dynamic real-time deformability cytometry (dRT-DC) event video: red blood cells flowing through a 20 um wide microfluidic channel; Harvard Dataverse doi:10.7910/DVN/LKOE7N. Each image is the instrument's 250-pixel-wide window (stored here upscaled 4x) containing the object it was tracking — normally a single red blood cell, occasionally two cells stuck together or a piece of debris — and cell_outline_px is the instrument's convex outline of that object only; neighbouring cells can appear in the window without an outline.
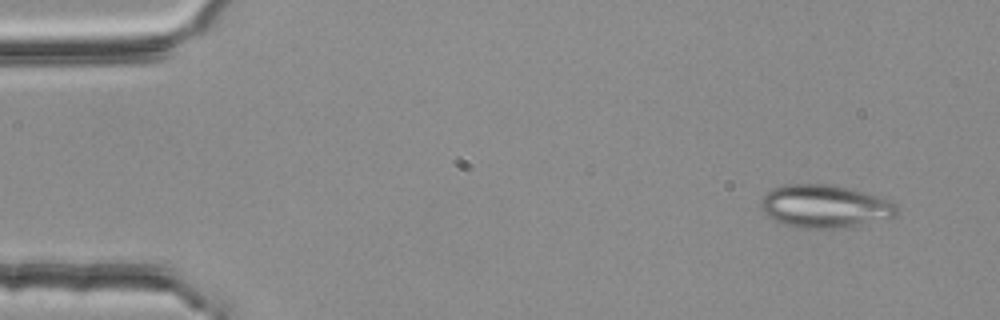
{"species": "common noctule bat (a hibernating species)", "species_latin": "Nyctalus noctula", "temperature_condition": "room temperature", "stored_images_in_passage": 4, "camera_frame_rate_fps": 3000, "um_per_image_px": 0.085, "animal": {"sex": "female", "body_mass_g": 25.1}, "frame": {"image": 1, "passage_image": 1, "time_ms": 0.0, "image_size_px": [1000, 320], "cell_outline_px": [[896, 216], [852, 228], [800, 228], [784, 224], [768, 216], [760, 208], [760, 196], [772, 188], [784, 184], [832, 184], [848, 188], [892, 200], [896, 204]], "centroid_in_image_um": [70.09, 17.54], "position_along_channel_um": 14.9, "area_um2": 34.45}}